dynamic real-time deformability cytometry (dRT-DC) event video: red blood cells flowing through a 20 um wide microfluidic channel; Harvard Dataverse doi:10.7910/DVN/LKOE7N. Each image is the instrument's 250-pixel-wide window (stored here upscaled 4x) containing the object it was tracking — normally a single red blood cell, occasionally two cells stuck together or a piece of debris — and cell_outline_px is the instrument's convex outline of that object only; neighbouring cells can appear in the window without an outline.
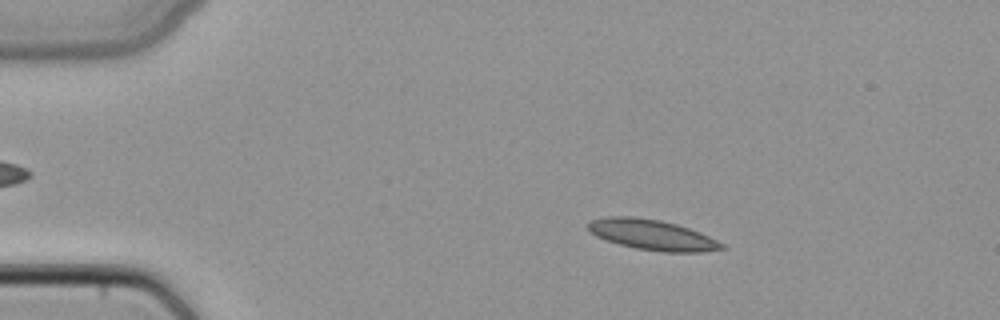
{"species": "common noctule bat (a hibernating species)", "species_latin": "Nyctalus noctula", "temperature_condition": "cold", "stored_images_in_passage": 28, "camera_frame_rate_fps": 3000, "um_per_image_px": 0.085, "animal": {"sex": "female", "body_mass_g": 22.7, "forearm_length_mm": 54.2}, "frame": {"image": 1, "passage_image": 9, "time_ms": 2.667, "image_size_px": [1000, 320], "cell_outline_px": [[728, 248], [700, 252], [664, 252], [636, 248], [620, 244], [596, 236], [588, 228], [588, 224], [592, 220], [608, 216], [632, 216], [660, 220], [676, 224], [700, 232], [724, 244]], "centroid_in_image_um": [55.47, 19.96], "position_along_channel_um": 29.5, "area_um2": 23.41}}
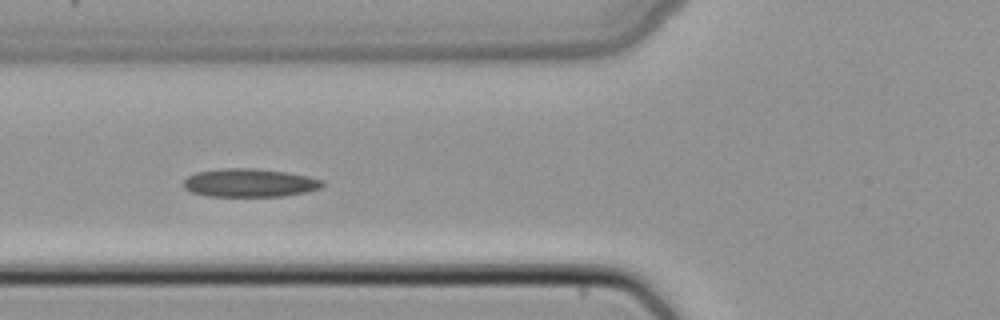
{"frame": {"image": 2, "passage_image": 19, "time_ms": 6.0, "image_size_px": [1000, 320], "cell_outline_px": [[324, 184], [320, 188], [308, 192], [284, 196], [208, 196], [192, 192], [184, 188], [184, 180], [188, 176], [196, 172], [224, 168], [256, 168], [284, 172], [308, 176], [324, 180]], "centroid_in_image_um": [21.24, 15.54], "position_along_channel_um": 104.6, "area_um2": 22.95}}
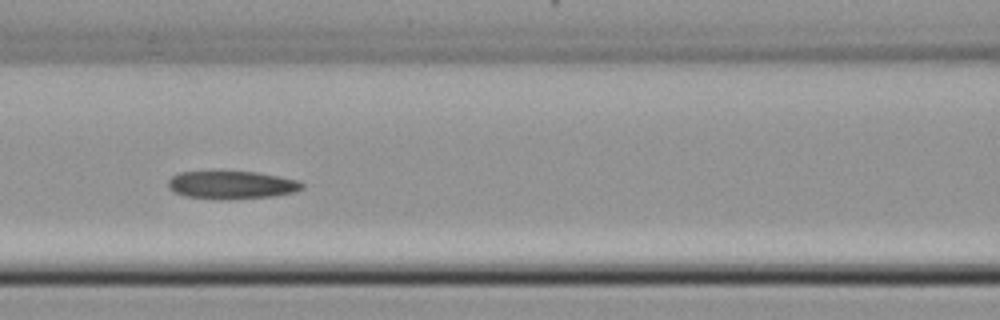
{"frame": {"image": 3, "passage_image": 22, "time_ms": 7.0, "image_size_px": [1000, 320], "cell_outline_px": [[304, 188], [296, 192], [272, 196], [232, 200], [224, 200], [184, 196], [168, 188], [168, 180], [172, 176], [180, 172], [260, 172], [300, 180], [304, 184]], "centroid_in_image_um": [19.75, 15.73], "position_along_channel_um": 146.9, "area_um2": 22.08}}